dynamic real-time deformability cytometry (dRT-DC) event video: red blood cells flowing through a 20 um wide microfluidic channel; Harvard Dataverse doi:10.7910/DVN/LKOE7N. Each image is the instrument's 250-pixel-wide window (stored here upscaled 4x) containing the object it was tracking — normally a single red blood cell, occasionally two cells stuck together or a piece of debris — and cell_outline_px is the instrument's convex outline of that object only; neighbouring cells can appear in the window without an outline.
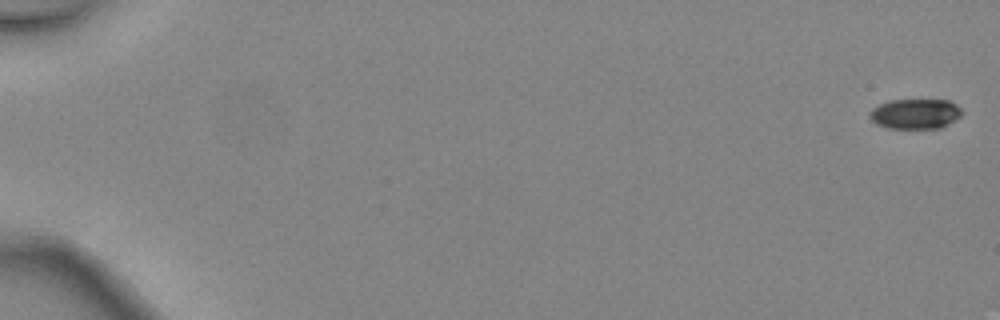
{"species": "common noctule bat (a hibernating species)", "species_latin": "Nyctalus noctula", "temperature_condition": "warm", "stored_images_in_passage": 4, "camera_frame_rate_fps": 3000, "um_per_image_px": 0.085, "animal": {"sex": "female", "body_mass_g": 24.6, "forearm_length_mm": 56.2}, "frame": {"image": 1, "passage_image": 1, "time_ms": 0.0, "image_size_px": [1000, 320], "cell_outline_px": [[964, 112], [956, 120], [940, 128], [888, 128], [876, 124], [868, 116], [868, 112], [872, 108], [888, 100], [948, 100], [956, 104]], "centroid_in_image_um": [77.79, 9.67], "position_along_channel_um": 7.2, "area_um2": 16.3}}